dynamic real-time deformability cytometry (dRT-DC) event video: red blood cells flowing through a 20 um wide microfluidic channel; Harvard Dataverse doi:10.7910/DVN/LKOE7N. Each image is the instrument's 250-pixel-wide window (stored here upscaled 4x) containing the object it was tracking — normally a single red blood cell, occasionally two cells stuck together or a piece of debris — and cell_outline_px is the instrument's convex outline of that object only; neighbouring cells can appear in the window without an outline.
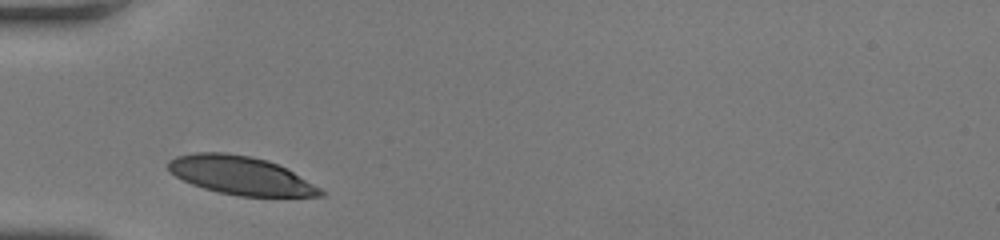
{"species": "human", "species_latin": "Homo sapiens", "temperature_condition": "room temperature", "stored_images_in_passage": 26, "camera_frame_rate_fps": 3000, "um_per_image_px": 0.085, "donor": {"sex": "female"}, "frame": {"image": 1, "passage_image": 1, "time_ms": 0.0, "image_size_px": [1000, 240], "cell_outline_px": [[324, 196], [240, 196], [220, 192], [204, 188], [192, 184], [176, 176], [168, 168], [168, 160], [176, 156], [192, 152], [224, 152], [252, 156], [268, 160], [292, 172], [320, 188], [324, 192]], "centroid_in_image_um": [20.42, 14.89], "position_along_channel_um": 64.6, "area_um2": 33.64}}
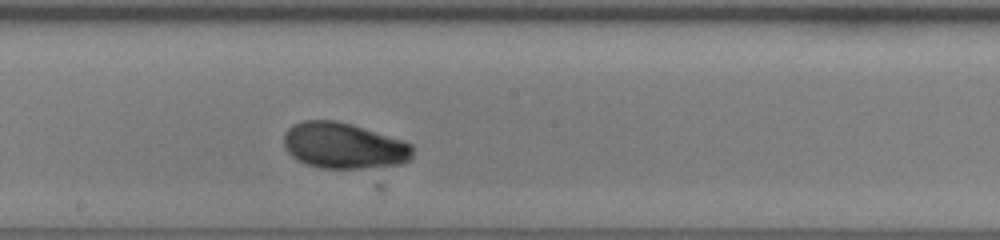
{"frame": {"image": 2, "passage_image": 13, "time_ms": 4.0, "image_size_px": [1000, 240], "cell_outline_px": [[412, 156], [408, 160], [400, 164], [380, 168], [320, 168], [308, 164], [292, 156], [288, 152], [284, 144], [284, 136], [288, 128], [292, 124], [304, 120], [336, 120], [352, 124], [404, 140], [412, 144]], "centroid_in_image_um": [29.25, 12.38], "position_along_channel_um": 219.0, "area_um2": 34.68}}
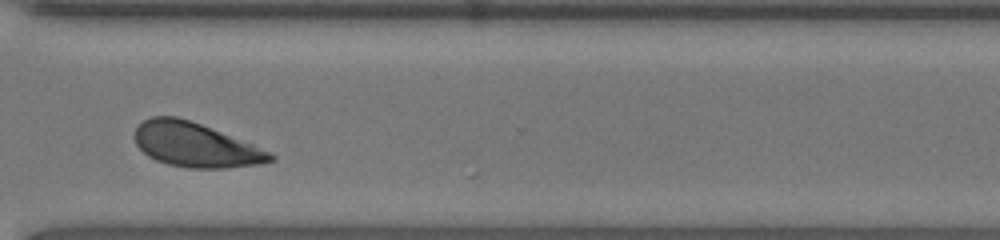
{"frame": {"image": 3, "passage_image": 23, "time_ms": 7.333, "image_size_px": [1000, 240], "cell_outline_px": [[276, 160], [260, 164], [224, 168], [188, 168], [168, 164], [156, 160], [148, 156], [136, 144], [136, 128], [144, 120], [152, 116], [176, 116], [200, 124], [252, 144], [272, 152], [276, 156]], "centroid_in_image_um": [16.64, 12.33], "position_along_channel_um": 354.0, "area_um2": 34.68}, "authors_computed_cell_mechanics": {"area_um2": 34.5066, "velocity_mm_per_s": 4.0017, "shape_relaxation_time_tau1_ms": 1.0276, "shape_relaxation_time_tau2_ms": null, "deformation_change_tau1": 0.0977, "deformation_change_tau2": null}}